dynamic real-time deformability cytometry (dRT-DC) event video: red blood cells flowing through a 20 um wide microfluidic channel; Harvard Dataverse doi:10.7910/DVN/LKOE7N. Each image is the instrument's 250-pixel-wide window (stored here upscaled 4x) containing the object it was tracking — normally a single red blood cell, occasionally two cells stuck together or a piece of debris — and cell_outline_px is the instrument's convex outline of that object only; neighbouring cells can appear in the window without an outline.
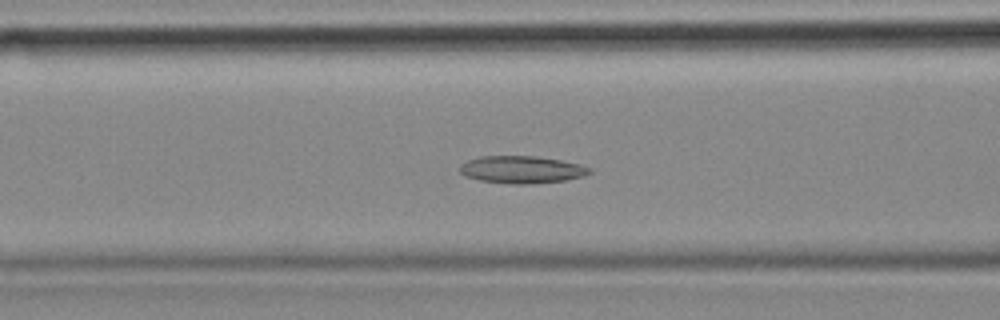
{"species": "common noctule bat (a hibernating species)", "species_latin": "Nyctalus noctula", "temperature_condition": "cold", "stored_images_in_passage": 39, "camera_frame_rate_fps": 3000, "um_per_image_px": 0.085, "animal": {"sex": "female", "body_mass_g": 18.4}, "frame": {"image": 1, "passage_image": 15, "time_ms": 4.667, "image_size_px": [1000, 320], "cell_outline_px": [[592, 172], [584, 176], [564, 180], [532, 184], [508, 184], [480, 180], [464, 176], [460, 172], [460, 164], [468, 160], [480, 156], [532, 156], [560, 160], [580, 164], [592, 168]], "centroid_in_image_um": [44.34, 14.42], "position_along_channel_um": 122.3, "area_um2": 20.75}}
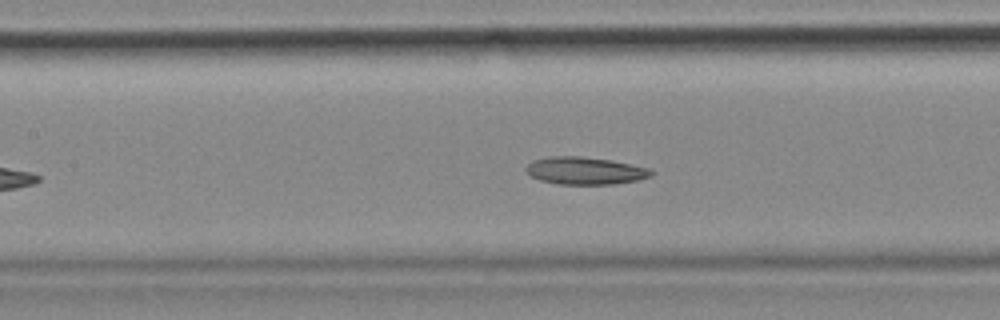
{"frame": {"image": 2, "passage_image": 18, "time_ms": 5.667, "image_size_px": [1000, 320], "cell_outline_px": [[656, 172], [652, 176], [636, 180], [612, 184], [556, 184], [540, 180], [532, 176], [524, 168], [528, 164], [536, 160], [552, 156], [580, 156], [612, 160], [652, 168]], "centroid_in_image_um": [49.8, 14.51], "position_along_channel_um": 157.6, "area_um2": 20.06}}
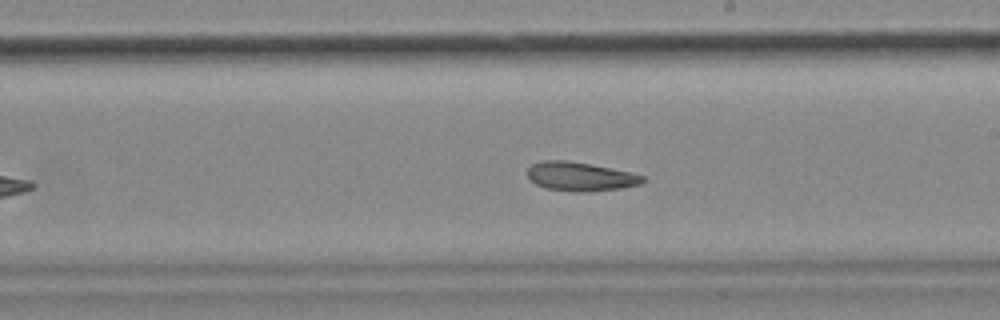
{"frame": {"image": 3, "passage_image": 25, "time_ms": 8.0, "image_size_px": [1000, 320], "cell_outline_px": [[648, 180], [640, 184], [620, 188], [580, 192], [576, 192], [544, 188], [528, 180], [528, 168], [532, 164], [544, 160], [564, 160], [592, 164], [632, 172], [644, 176]], "centroid_in_image_um": [49.33, 15.0], "position_along_channel_um": 239.7, "area_um2": 19.54}, "authors_computed_cell_mechanics": {"area_um2": 20.3456, "velocity_mm_per_s": 3.5391, "shape_relaxation_time_tau1_ms": null, "shape_relaxation_time_tau2_ms": 9.0967, "deformation_change_tau1": null, "deformation_change_tau2": 0.1607}}